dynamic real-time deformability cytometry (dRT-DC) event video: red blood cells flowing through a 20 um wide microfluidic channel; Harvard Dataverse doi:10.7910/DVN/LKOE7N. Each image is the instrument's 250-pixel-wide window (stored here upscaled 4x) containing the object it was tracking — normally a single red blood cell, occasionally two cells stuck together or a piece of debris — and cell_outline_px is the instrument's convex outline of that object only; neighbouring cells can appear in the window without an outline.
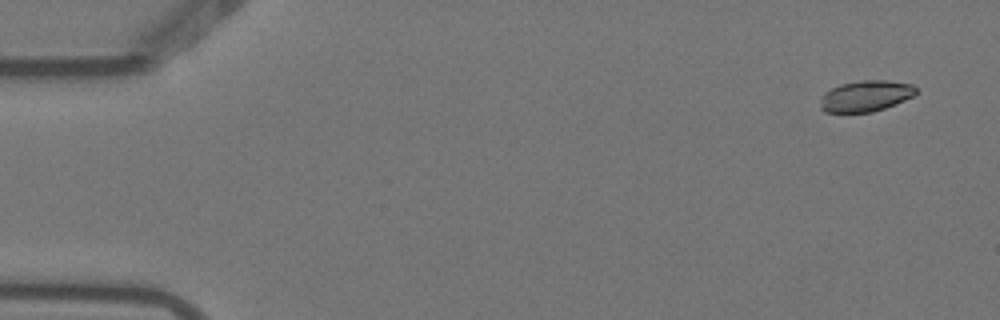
{"species": "Egyptian fruit bat (a non-hibernating species)", "species_latin": "Rousettus aegyptiacus", "temperature_condition": "warm", "stored_images_in_passage": 5, "camera_frame_rate_fps": 3000, "um_per_image_px": 0.085, "animal": {"sex": "female"}, "frame": {"image": 1, "passage_image": 1, "time_ms": 0.0, "image_size_px": [1000, 320], "cell_outline_px": [[916, 92], [912, 96], [904, 100], [884, 108], [872, 112], [824, 112], [820, 108], [820, 96], [824, 92], [840, 84], [860, 80], [888, 80], [912, 84], [916, 88]], "centroid_in_image_um": [73.54, 8.15], "position_along_channel_um": 11.5, "area_um2": 17.34}}
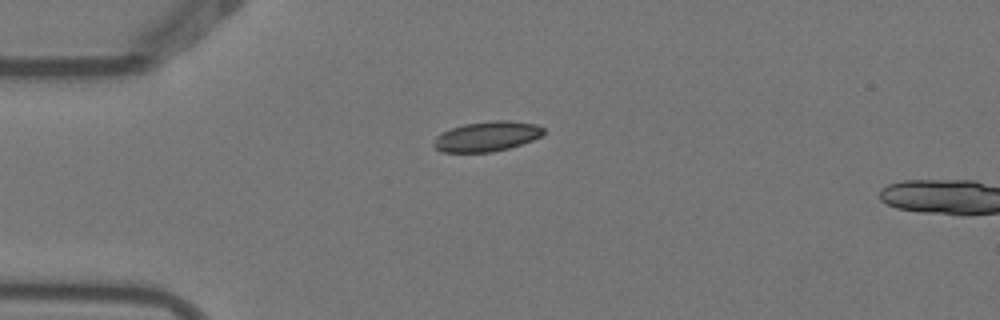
{"frame": {"image": 2, "passage_image": 4, "time_ms": 1.0, "image_size_px": [1000, 320], "cell_outline_px": [[544, 132], [540, 136], [532, 140], [508, 148], [492, 152], [440, 152], [432, 144], [436, 136], [440, 132], [464, 124], [496, 120], [508, 120], [536, 124], [544, 128]], "centroid_in_image_um": [41.35, 11.59], "position_along_channel_um": 43.6, "area_um2": 19.13}}